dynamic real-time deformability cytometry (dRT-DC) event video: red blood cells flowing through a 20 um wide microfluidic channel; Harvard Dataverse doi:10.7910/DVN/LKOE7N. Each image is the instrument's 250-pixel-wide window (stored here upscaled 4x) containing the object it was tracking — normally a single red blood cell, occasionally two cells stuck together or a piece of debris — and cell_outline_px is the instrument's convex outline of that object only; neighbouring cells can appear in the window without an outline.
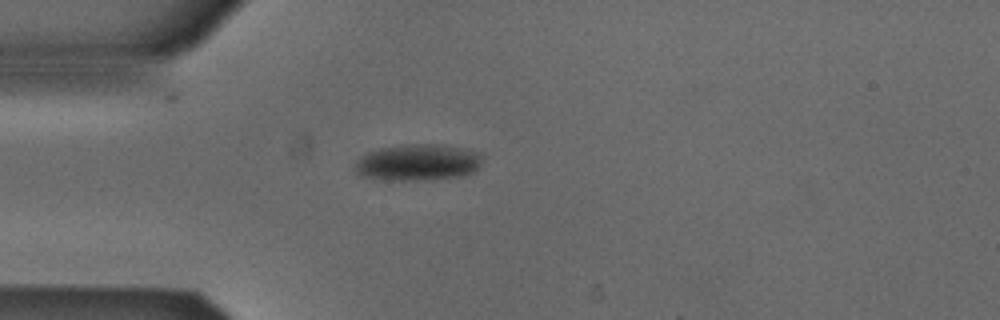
{"species": "Egyptian fruit bat (a non-hibernating species)", "species_latin": "Rousettus aegyptiacus", "temperature_condition": "cold", "stored_images_in_passage": 1, "camera_frame_rate_fps": 3000, "um_per_image_px": 0.085, "animal": {"sex": "male"}, "frame": {"image": 1, "passage_image": 1, "time_ms": 0.0, "image_size_px": [1000, 320], "cell_outline_px": [[480, 164], [468, 176], [432, 180], [384, 180], [360, 176], [356, 172], [356, 160], [368, 152], [380, 148], [400, 144], [444, 144], [468, 148], [480, 152]], "centroid_in_image_um": [35.55, 13.8], "position_along_channel_um": 49.5, "area_um2": 27.63}}